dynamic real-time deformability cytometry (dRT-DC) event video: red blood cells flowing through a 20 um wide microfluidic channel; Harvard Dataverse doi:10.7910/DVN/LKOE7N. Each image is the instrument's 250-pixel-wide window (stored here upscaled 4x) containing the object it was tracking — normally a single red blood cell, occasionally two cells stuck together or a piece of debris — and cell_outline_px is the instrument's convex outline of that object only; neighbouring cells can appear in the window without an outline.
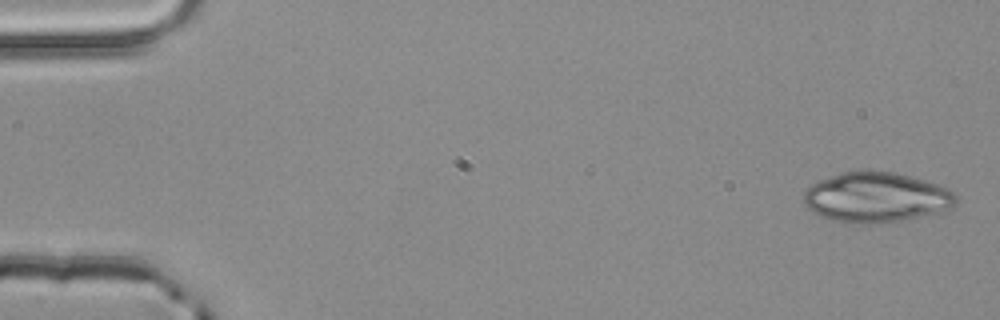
{"species": "common noctule bat (a hibernating species)", "species_latin": "Nyctalus noctula", "temperature_condition": "room temperature", "stored_images_in_passage": 4, "camera_frame_rate_fps": 3000, "um_per_image_px": 0.085, "animal": {"sex": "male", "body_mass_g": 20.4}, "frame": {"image": 1, "passage_image": 1, "time_ms": 0.0, "image_size_px": [1000, 320], "cell_outline_px": [[956, 204], [940, 212], [904, 220], [872, 224], [844, 224], [820, 216], [812, 212], [800, 200], [804, 188], [820, 180], [840, 172], [860, 168], [864, 168], [892, 172], [924, 180], [948, 188], [956, 192]], "centroid_in_image_um": [74.4, 16.76], "position_along_channel_um": 10.6, "area_um2": 45.55}}